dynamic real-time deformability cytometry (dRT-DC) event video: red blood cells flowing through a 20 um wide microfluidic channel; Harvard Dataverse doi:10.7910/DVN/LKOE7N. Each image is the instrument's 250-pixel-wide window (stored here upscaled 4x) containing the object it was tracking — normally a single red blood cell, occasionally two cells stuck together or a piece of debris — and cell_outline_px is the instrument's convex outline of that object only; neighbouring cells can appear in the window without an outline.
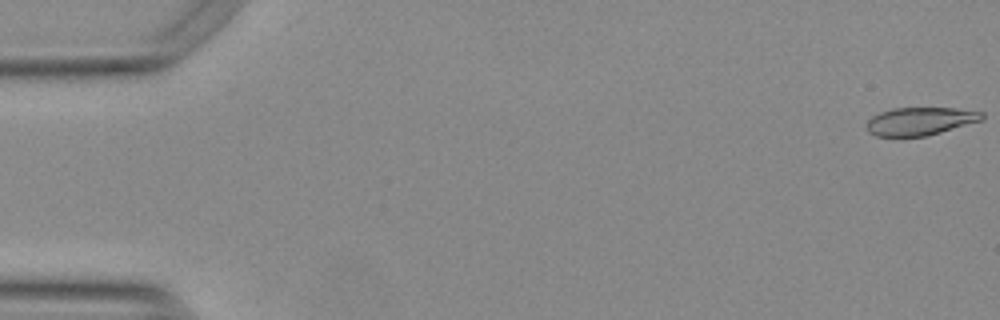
{"species": "Egyptian fruit bat (a non-hibernating species)", "species_latin": "Rousettus aegyptiacus", "temperature_condition": "warm", "stored_images_in_passage": 14, "camera_frame_rate_fps": 3000, "um_per_image_px": 0.085, "animal": {"sex": "female"}, "frame": {"image": 1, "passage_image": 1, "time_ms": 0.0, "image_size_px": [1000, 320], "cell_outline_px": [[984, 120], [940, 132], [924, 136], [876, 136], [868, 132], [868, 120], [872, 116], [880, 112], [892, 108], [952, 108], [984, 112]], "centroid_in_image_um": [78.23, 10.29], "position_along_channel_um": 6.8, "area_um2": 18.67}}